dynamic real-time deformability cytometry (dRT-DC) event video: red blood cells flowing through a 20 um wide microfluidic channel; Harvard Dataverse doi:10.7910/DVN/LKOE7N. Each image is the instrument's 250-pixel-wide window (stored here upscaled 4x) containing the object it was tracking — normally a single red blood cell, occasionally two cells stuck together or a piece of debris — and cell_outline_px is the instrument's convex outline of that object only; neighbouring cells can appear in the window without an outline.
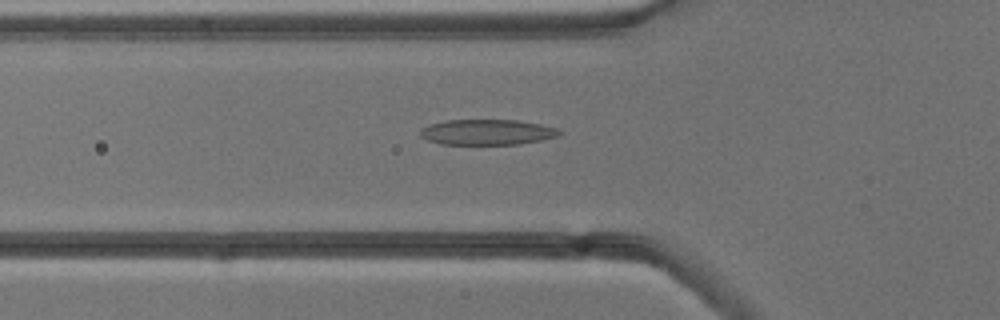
{"species": "common noctule bat (a hibernating species)", "species_latin": "Nyctalus noctula", "temperature_condition": "cold", "stored_images_in_passage": 38, "camera_frame_rate_fps": 3000, "um_per_image_px": 0.085, "animal": {"sex": "male", "body_mass_g": 13.3}, "frame": {"image": 1, "passage_image": 8, "time_ms": 2.333, "image_size_px": [1000, 320], "cell_outline_px": [[564, 132], [556, 136], [540, 140], [516, 144], [440, 144], [428, 140], [420, 136], [420, 128], [432, 124], [448, 120], [516, 120], [540, 124], [556, 128]], "centroid_in_image_um": [41.39, 11.23], "position_along_channel_um": 84.4, "area_um2": 20.46}}
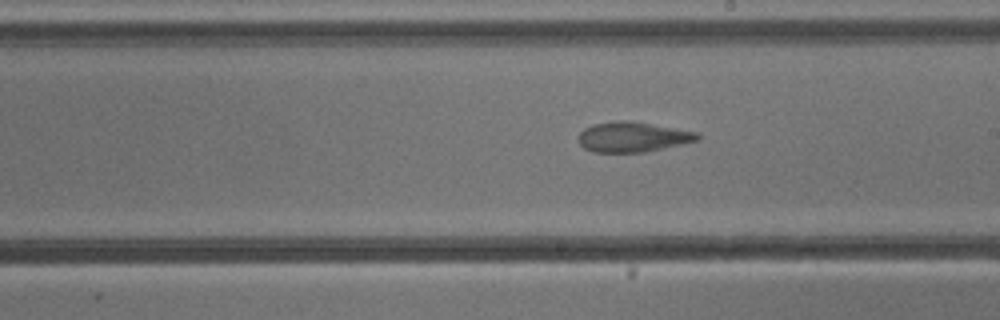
{"frame": {"image": 2, "passage_image": 20, "time_ms": 6.333, "image_size_px": [1000, 320], "cell_outline_px": [[700, 140], [644, 152], [596, 152], [584, 148], [580, 144], [576, 136], [584, 128], [596, 124], [620, 120], [632, 120], [696, 132], [700, 136]], "centroid_in_image_um": [53.76, 11.63], "position_along_channel_um": 235.2, "area_um2": 20.81}}
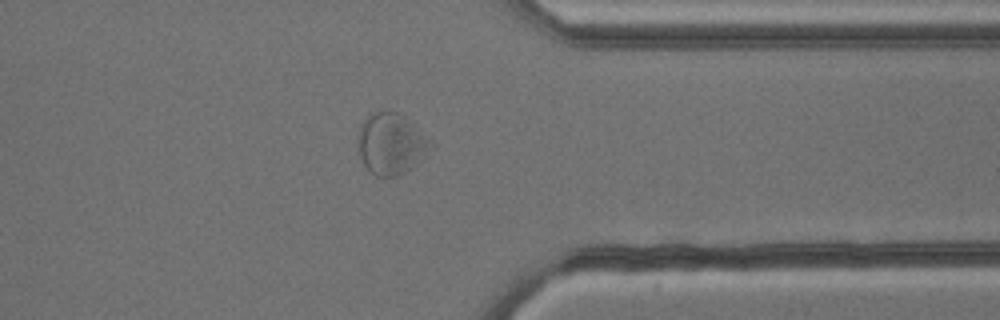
{"frame": {"image": 3, "passage_image": 32, "time_ms": 10.333, "image_size_px": [1000, 320], "cell_outline_px": [[436, 148], [404, 172], [396, 176], [376, 176], [368, 172], [360, 156], [360, 132], [368, 116], [372, 112], [396, 112], [436, 144]], "centroid_in_image_um": [33.3, 12.27], "position_along_channel_um": 378.1, "area_um2": 25.14}, "authors_computed_cell_mechanics": {"area_um2": 21.5883, "velocity_mm_per_s": 3.7554, "shape_relaxation_time_tau1_ms": null, "shape_relaxation_time_tau2_ms": 1.491, "deformation_change_tau1": null, "deformation_change_tau2": 0.0785}}